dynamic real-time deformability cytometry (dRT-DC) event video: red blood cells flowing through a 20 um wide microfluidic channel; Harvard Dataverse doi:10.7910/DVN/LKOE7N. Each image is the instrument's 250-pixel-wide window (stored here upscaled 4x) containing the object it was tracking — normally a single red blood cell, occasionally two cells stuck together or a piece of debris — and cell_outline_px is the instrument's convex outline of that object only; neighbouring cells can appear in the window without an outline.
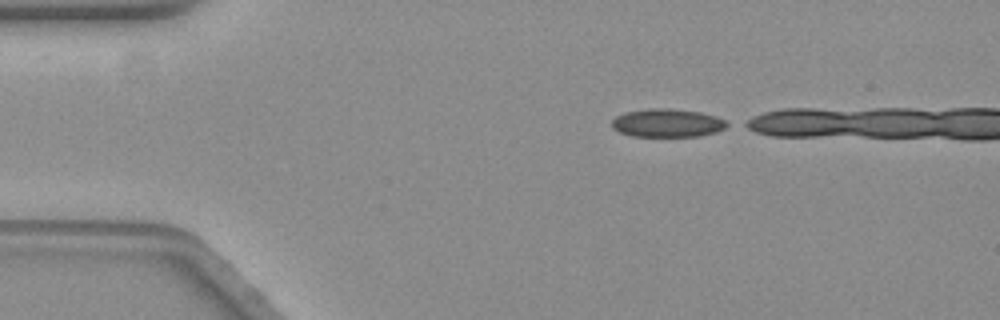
{"species": "common noctule bat (a hibernating species)", "species_latin": "Nyctalus noctula", "temperature_condition": "warm", "stored_images_in_passage": 4, "camera_frame_rate_fps": 3000, "um_per_image_px": 0.085, "animal": {"sex": "female", "body_mass_g": 19.3, "forearm_length_mm": 54.1}, "frame": {"image": 1, "passage_image": 1, "time_ms": 0.0, "image_size_px": [1000, 320], "cell_outline_px": [[732, 124], [716, 132], [696, 136], [632, 136], [620, 132], [612, 128], [612, 120], [616, 116], [624, 112], [648, 108], [668, 108], [700, 112], [716, 116]], "centroid_in_image_um": [56.72, 10.44], "position_along_channel_um": 28.3, "area_um2": 19.02}}